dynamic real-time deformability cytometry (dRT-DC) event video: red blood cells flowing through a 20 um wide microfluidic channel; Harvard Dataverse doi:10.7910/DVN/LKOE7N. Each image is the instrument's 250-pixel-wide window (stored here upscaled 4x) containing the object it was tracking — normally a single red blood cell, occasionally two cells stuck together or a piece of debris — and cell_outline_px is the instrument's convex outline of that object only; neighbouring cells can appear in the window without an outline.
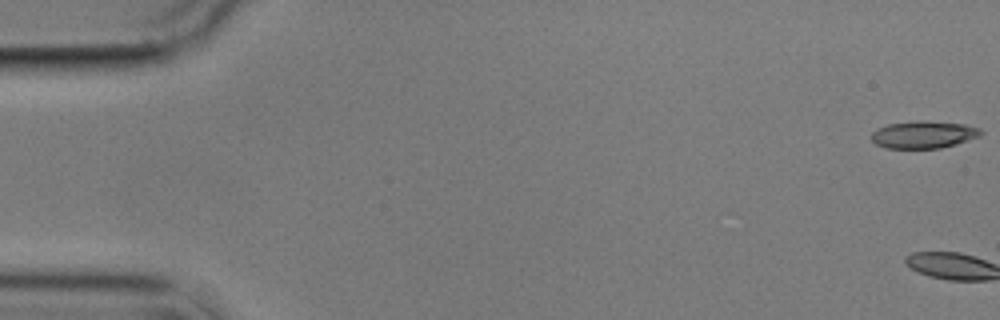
{"species": "common noctule bat (a hibernating species)", "species_latin": "Nyctalus noctula", "temperature_condition": "cold", "stored_images_in_passage": 7, "camera_frame_rate_fps": 3000, "um_per_image_px": 0.085, "animal": {"sex": "male", "body_mass_g": 17.9}, "frame": {"image": 1, "passage_image": 1, "time_ms": 0.0, "image_size_px": [1000, 320], "cell_outline_px": [[984, 132], [980, 136], [956, 144], [940, 148], [884, 148], [876, 144], [872, 140], [872, 132], [876, 128], [888, 124], [964, 124], [980, 128]], "centroid_in_image_um": [78.5, 11.51], "position_along_channel_um": 6.5, "area_um2": 16.36}}
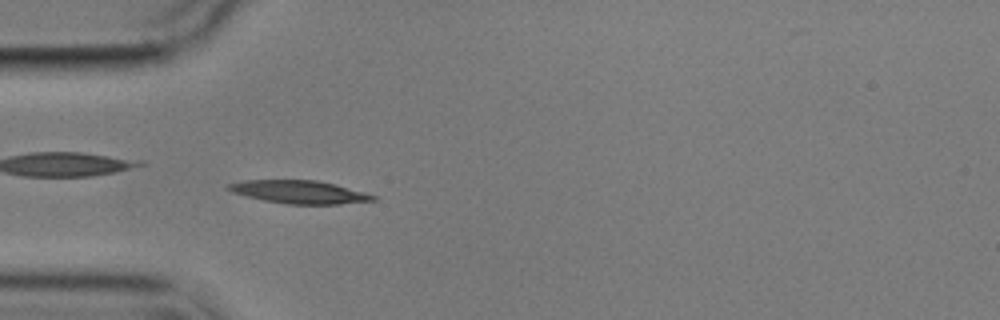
{"frame": {"image": 2, "passage_image": 6, "time_ms": 6.0, "image_size_px": [1000, 320], "cell_outline_px": [[376, 200], [340, 204], [288, 204], [264, 200], [232, 192], [224, 188], [228, 184], [244, 180], [316, 180], [364, 192], [376, 196]], "centroid_in_image_um": [25.41, 16.32], "position_along_channel_um": 59.6, "area_um2": 19.13}}